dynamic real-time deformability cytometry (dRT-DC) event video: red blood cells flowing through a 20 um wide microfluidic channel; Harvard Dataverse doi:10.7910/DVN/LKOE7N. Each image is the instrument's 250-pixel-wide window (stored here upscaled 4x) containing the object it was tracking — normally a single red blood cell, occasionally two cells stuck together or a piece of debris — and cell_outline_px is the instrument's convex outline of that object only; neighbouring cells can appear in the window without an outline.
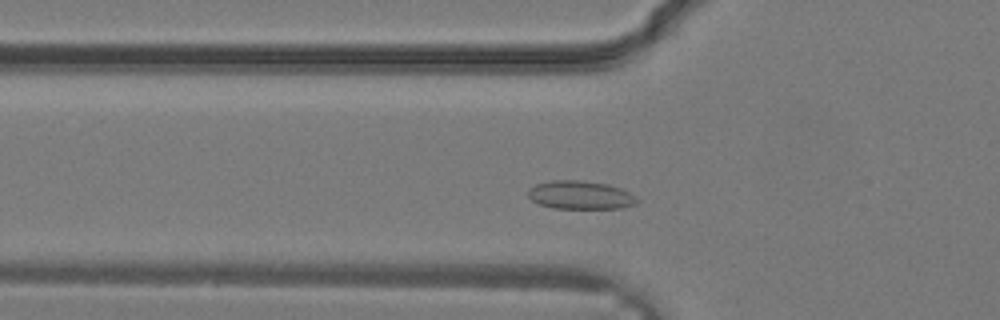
{"species": "common noctule bat (a hibernating species)", "species_latin": "Nyctalus noctula", "temperature_condition": "warm", "stored_images_in_passage": 27, "camera_frame_rate_fps": 3000, "um_per_image_px": 0.085, "animal": {"sex": "male", "body_mass_g": 19.2, "forearm_length_mm": 51.8}, "frame": {"image": 1, "passage_image": 5, "time_ms": 1.333, "image_size_px": [1000, 320], "cell_outline_px": [[640, 200], [636, 204], [620, 208], [552, 208], [540, 204], [532, 200], [528, 196], [528, 192], [536, 184], [552, 180], [580, 180], [608, 184], [620, 188], [628, 192]], "centroid_in_image_um": [49.35, 16.58], "position_along_channel_um": 76.5, "area_um2": 17.86}}
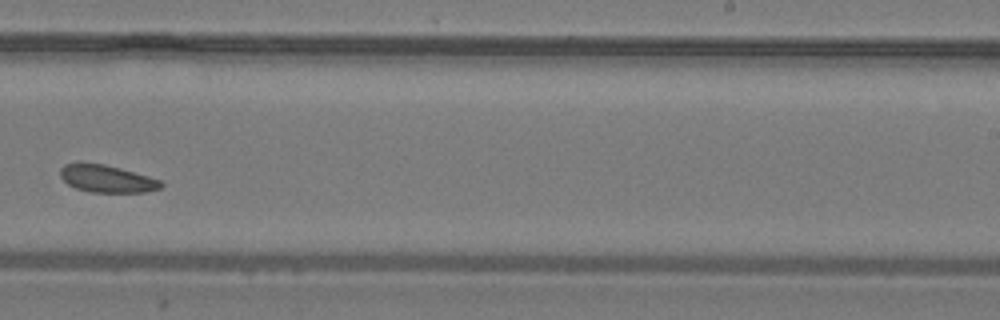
{"frame": {"image": 2, "passage_image": 15, "time_ms": 4.667, "image_size_px": [1000, 320], "cell_outline_px": [[164, 184], [160, 188], [144, 192], [92, 192], [76, 188], [68, 184], [60, 176], [60, 168], [64, 164], [104, 164], [120, 168], [148, 176], [160, 180]], "centroid_in_image_um": [9.1, 15.2], "position_along_channel_um": 279.9, "area_um2": 15.72}}
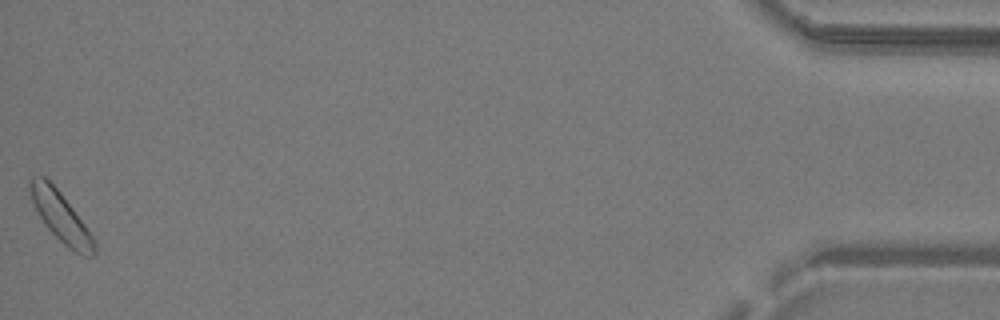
{"frame": {"image": 3, "passage_image": 27, "time_ms": 8.667, "image_size_px": [1000, 320], "cell_outline_px": [[96, 252], [92, 256], [84, 256], [68, 248], [44, 224], [32, 204], [28, 192], [28, 176], [44, 176], [60, 192], [96, 240]], "centroid_in_image_um": [5.12, 18.4], "position_along_channel_um": 430.1, "area_um2": 18.67}}